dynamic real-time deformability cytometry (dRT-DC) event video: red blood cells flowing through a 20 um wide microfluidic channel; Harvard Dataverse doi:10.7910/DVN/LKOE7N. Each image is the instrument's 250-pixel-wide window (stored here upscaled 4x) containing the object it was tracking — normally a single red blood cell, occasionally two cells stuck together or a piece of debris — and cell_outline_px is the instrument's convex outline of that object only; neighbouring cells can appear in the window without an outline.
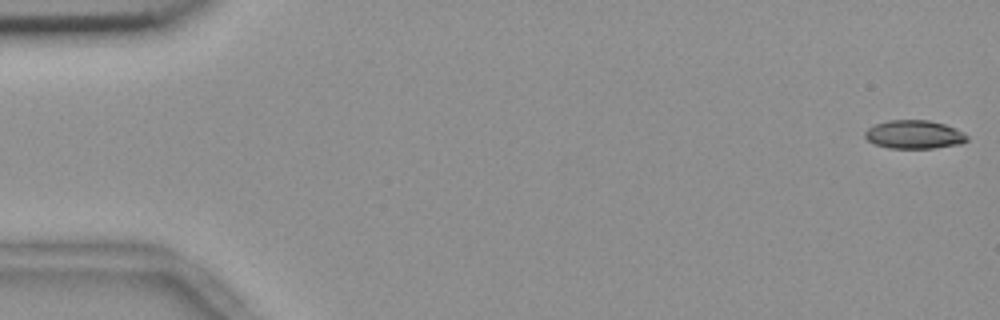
{"species": "common noctule bat (a hibernating species)", "species_latin": "Nyctalus noctula", "temperature_condition": "room temperature", "stored_images_in_passage": 55, "camera_frame_rate_fps": 3000, "um_per_image_px": 0.085, "animal": {"sex": "female", "body_mass_g": 18.4}, "frame": {"image": 1, "passage_image": 1, "time_ms": 0.0, "image_size_px": [1000, 320], "cell_outline_px": [[968, 140], [960, 144], [932, 148], [888, 148], [876, 144], [868, 140], [864, 136], [864, 132], [868, 128], [876, 124], [888, 120], [928, 120], [944, 124], [956, 128], [964, 132], [968, 136]], "centroid_in_image_um": [77.72, 11.43], "position_along_channel_um": 7.3, "area_um2": 16.94}}
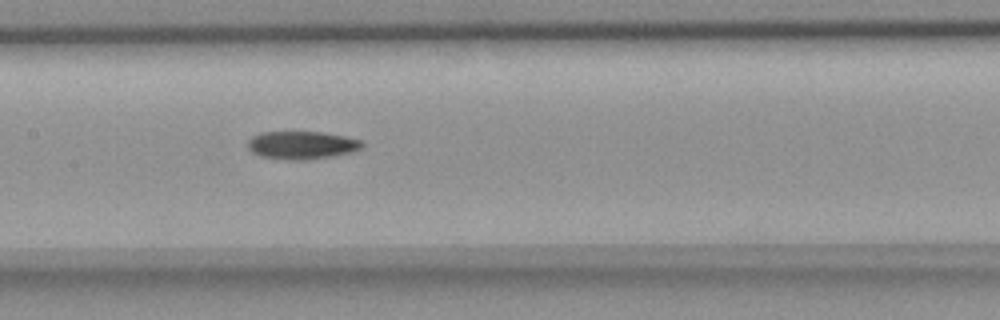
{"frame": {"image": 2, "passage_image": 27, "time_ms": 8.667, "image_size_px": [1000, 320], "cell_outline_px": [[364, 144], [360, 148], [352, 152], [304, 160], [288, 160], [260, 156], [252, 152], [248, 148], [248, 140], [252, 136], [260, 132], [324, 132], [344, 136], [360, 140]], "centroid_in_image_um": [25.61, 12.33], "position_along_channel_um": 181.8, "area_um2": 18.5}}
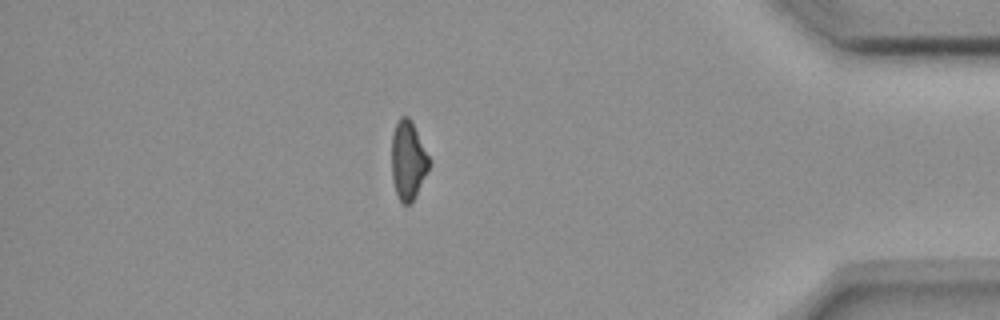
{"frame": {"image": 3, "passage_image": 48, "time_ms": 15.667, "image_size_px": [1000, 320], "cell_outline_px": [[428, 172], [416, 196], [408, 204], [404, 204], [400, 200], [396, 192], [392, 180], [392, 136], [396, 124], [400, 116], [408, 116], [412, 120], [428, 156]], "centroid_in_image_um": [34.68, 13.62], "position_along_channel_um": 400.5, "area_um2": 16.99}, "authors_computed_cell_mechanics": {"area_um2": 18.2648, "velocity_mm_per_s": 3.6876, "shape_relaxation_time_tau1_ms": 9.9601, "shape_relaxation_time_tau2_ms": null, "deformation_change_tau1": 0.1897, "deformation_change_tau2": null}}